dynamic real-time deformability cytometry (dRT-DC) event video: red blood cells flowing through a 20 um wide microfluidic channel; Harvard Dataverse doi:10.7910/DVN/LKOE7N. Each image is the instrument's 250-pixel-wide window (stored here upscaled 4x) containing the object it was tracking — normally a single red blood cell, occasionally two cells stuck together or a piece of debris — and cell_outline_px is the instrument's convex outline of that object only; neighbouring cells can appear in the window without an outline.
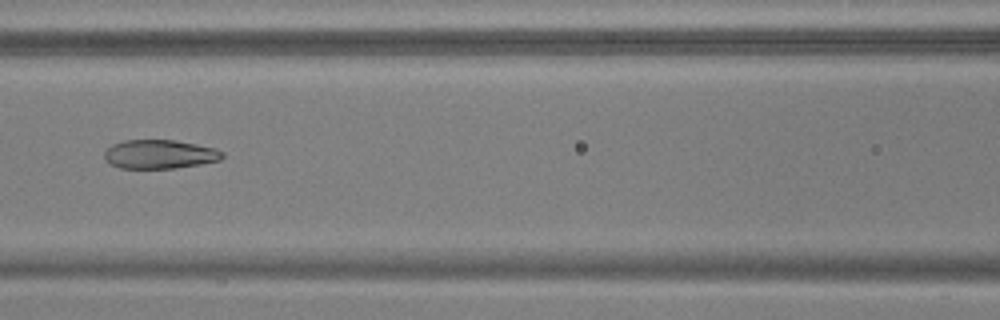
{"species": "common noctule bat (a hibernating species)", "species_latin": "Nyctalus noctula", "temperature_condition": "warm", "stored_images_in_passage": 54, "camera_frame_rate_fps": 3000, "um_per_image_px": 0.085, "animal": {"sex": "male", "body_mass_g": 17.9, "forearm_length_mm": 54.2}, "frame": {"image": 1, "passage_image": 25, "time_ms": 8.0, "image_size_px": [1000, 320], "cell_outline_px": [[224, 156], [220, 160], [200, 164], [176, 168], [120, 168], [104, 160], [104, 152], [112, 144], [124, 140], [176, 140], [216, 148], [224, 152]], "centroid_in_image_um": [13.58, 13.1], "position_along_channel_um": 153.0, "area_um2": 19.94}}
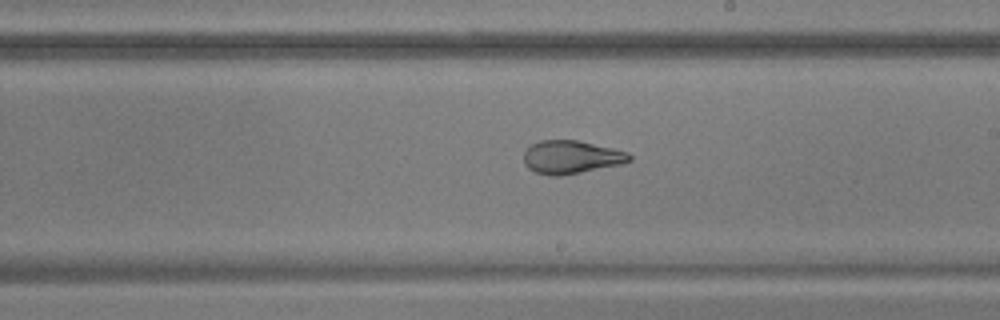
{"frame": {"image": 2, "passage_image": 32, "time_ms": 10.333, "image_size_px": [1000, 320], "cell_outline_px": [[632, 160], [624, 164], [560, 176], [552, 176], [536, 172], [528, 168], [524, 164], [524, 152], [532, 144], [540, 140], [576, 140], [612, 148], [628, 152], [632, 156]], "centroid_in_image_um": [48.57, 13.36], "position_along_channel_um": 240.4, "area_um2": 20.46}}
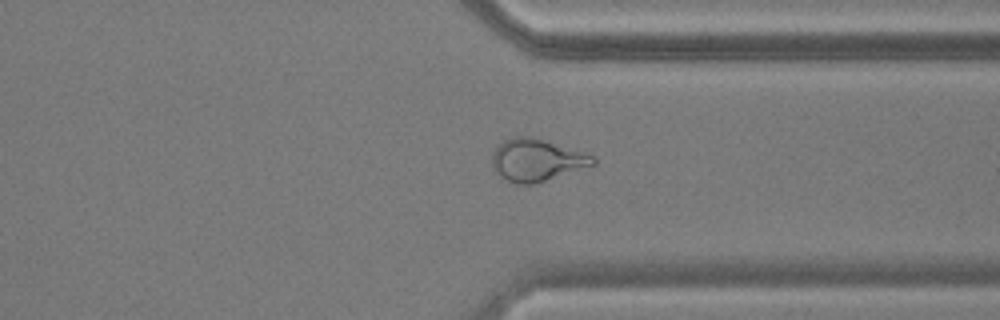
{"frame": {"image": 3, "passage_image": 42, "time_ms": 13.667, "image_size_px": [1000, 320], "cell_outline_px": [[596, 164], [536, 184], [516, 184], [504, 180], [496, 172], [492, 164], [492, 152], [496, 144], [512, 136], [532, 136], [592, 156], [596, 160]], "centroid_in_image_um": [45.54, 13.61], "position_along_channel_um": 365.9, "area_um2": 24.85}, "authors_computed_cell_mechanics": {"area_um2": 24.7673, "velocity_mm_per_s": 3.7593, "shape_relaxation_time_tau1_ms": null, "shape_relaxation_time_tau2_ms": 1.5333, "deformation_change_tau1": null, "deformation_change_tau2": 0.0679}}